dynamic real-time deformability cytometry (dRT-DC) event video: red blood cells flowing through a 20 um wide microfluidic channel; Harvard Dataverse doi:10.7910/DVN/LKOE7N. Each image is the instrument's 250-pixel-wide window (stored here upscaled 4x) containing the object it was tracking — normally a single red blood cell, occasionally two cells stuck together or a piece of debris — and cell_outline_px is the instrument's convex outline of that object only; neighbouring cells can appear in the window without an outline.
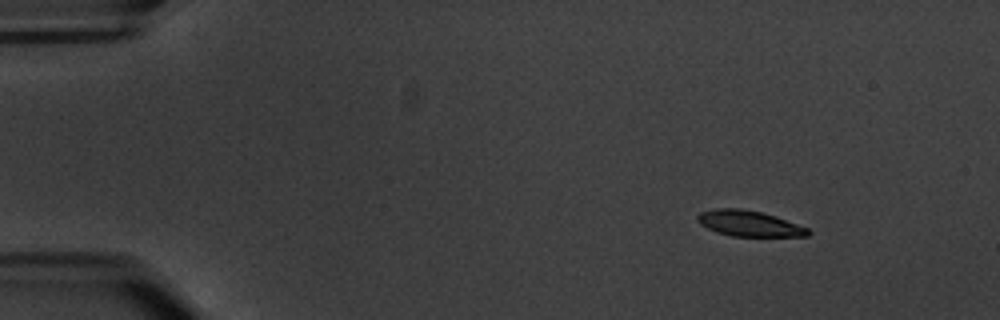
{"species": "common noctule bat (a hibernating species)", "species_latin": "Nyctalus noctula", "temperature_condition": "warm", "stored_images_in_passage": 5, "camera_frame_rate_fps": 3000, "um_per_image_px": 0.085, "animal": {"sex": "male", "body_mass_g": 20.1, "forearm_length_mm": 53.5}, "frame": {"image": 1, "passage_image": 2, "time_ms": 1.0, "image_size_px": [1000, 320], "cell_outline_px": [[812, 232], [808, 236], [732, 236], [716, 232], [700, 224], [696, 220], [696, 216], [700, 212], [716, 208], [740, 208], [760, 212], [776, 216], [808, 228]], "centroid_in_image_um": [63.66, 18.99], "position_along_channel_um": 21.3, "area_um2": 16.59}}
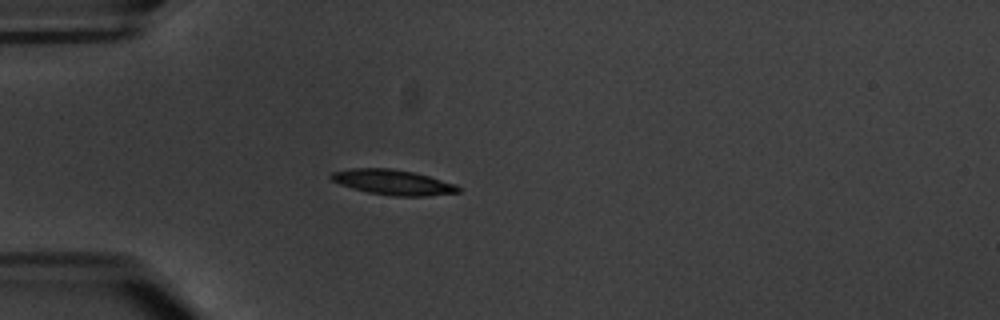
{"frame": {"image": 2, "passage_image": 5, "time_ms": 4.333, "image_size_px": [1000, 320], "cell_outline_px": [[460, 192], [428, 196], [392, 196], [368, 192], [352, 188], [340, 184], [332, 180], [328, 176], [332, 172], [352, 168], [392, 168], [412, 172], [428, 176], [456, 184], [460, 188]], "centroid_in_image_um": [33.39, 15.49], "position_along_channel_um": 51.6, "area_um2": 18.61}}